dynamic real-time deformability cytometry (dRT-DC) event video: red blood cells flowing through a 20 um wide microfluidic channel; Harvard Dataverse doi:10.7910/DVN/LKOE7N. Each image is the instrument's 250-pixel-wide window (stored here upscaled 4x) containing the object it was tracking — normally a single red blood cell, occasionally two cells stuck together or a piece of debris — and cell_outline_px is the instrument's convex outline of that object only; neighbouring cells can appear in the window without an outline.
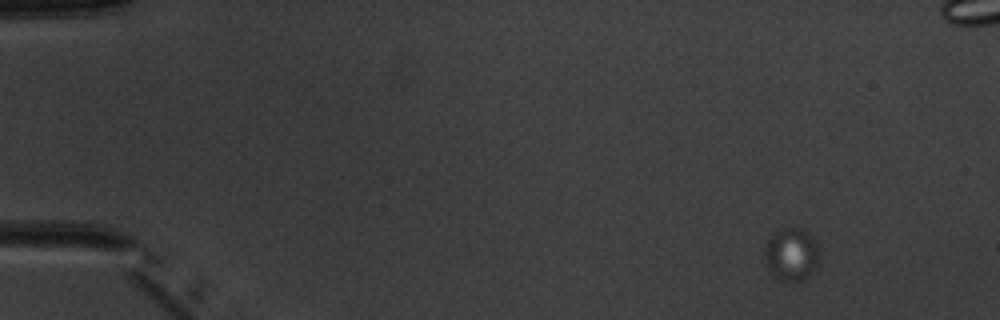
{"species": "common noctule bat (a hibernating species)", "species_latin": "Nyctalus noctula", "temperature_condition": "warm", "stored_images_in_passage": 11, "camera_frame_rate_fps": 3000, "um_per_image_px": 0.085, "animal": {"sex": "male", "body_mass_g": 20.1, "forearm_length_mm": 53.5}, "frame": {"image": 1, "passage_image": 1, "time_ms": 0.0, "image_size_px": [1000, 320], "cell_outline_px": [[820, 256], [816, 268], [808, 276], [800, 280], [780, 280], [768, 272], [764, 264], [764, 248], [768, 240], [776, 232], [788, 228], [800, 228], [812, 236], [820, 252]], "centroid_in_image_um": [67.25, 21.64], "position_along_channel_um": 17.7, "area_um2": 16.88}}